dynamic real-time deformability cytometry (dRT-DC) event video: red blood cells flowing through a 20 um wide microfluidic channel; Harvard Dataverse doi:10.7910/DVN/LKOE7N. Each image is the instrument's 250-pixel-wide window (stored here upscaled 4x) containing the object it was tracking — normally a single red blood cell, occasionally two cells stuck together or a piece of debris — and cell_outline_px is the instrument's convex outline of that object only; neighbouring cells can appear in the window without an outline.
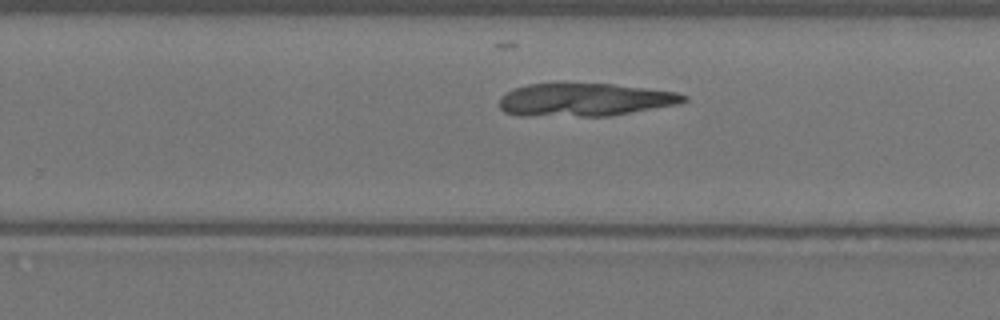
{"species": "Egyptian fruit bat (a non-hibernating species)", "species_latin": "Rousettus aegyptiacus", "temperature_condition": "warm", "stored_images_in_passage": 34, "camera_frame_rate_fps": 3000, "um_per_image_px": 0.085, "animal": {"sex": "female"}, "frame": {"image": 1, "passage_image": 21, "time_ms": 6.667, "image_size_px": [1000, 320], "cell_outline_px": [[688, 100], [680, 104], [608, 116], [516, 116], [504, 112], [500, 108], [500, 96], [512, 88], [528, 84], [612, 84], [676, 92], [688, 96]], "centroid_in_image_um": [49.67, 8.49], "position_along_channel_um": 280.1, "area_um2": 35.55}}
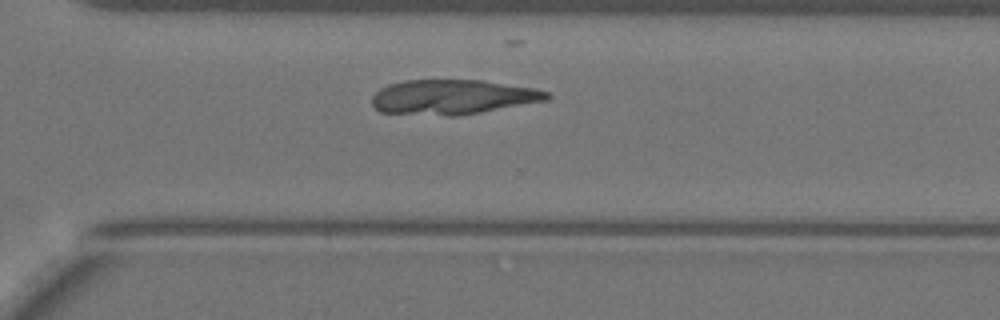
{"frame": {"image": 2, "passage_image": 25, "time_ms": 8.0, "image_size_px": [1000, 320], "cell_outline_px": [[552, 96], [548, 100], [480, 112], [456, 116], [448, 116], [380, 112], [372, 104], [372, 96], [380, 88], [388, 84], [404, 80], [484, 80], [536, 88], [548, 92]], "centroid_in_image_um": [38.49, 8.24], "position_along_channel_um": 332.1, "area_um2": 35.55}}
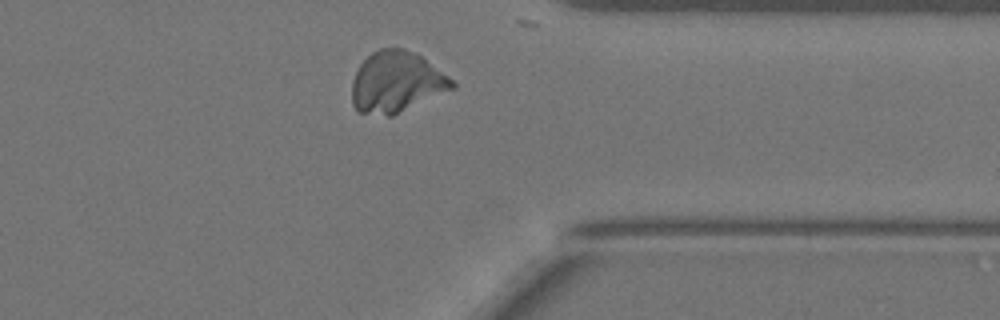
{"frame": {"image": 3, "passage_image": 29, "time_ms": 9.333, "image_size_px": [1000, 320], "cell_outline_px": [[456, 88], [392, 116], [388, 116], [356, 112], [352, 104], [352, 80], [360, 64], [372, 52], [380, 48], [404, 48], [420, 56], [448, 76], [456, 84]], "centroid_in_image_um": [33.68, 7.0], "position_along_channel_um": 377.7, "area_um2": 35.6}}